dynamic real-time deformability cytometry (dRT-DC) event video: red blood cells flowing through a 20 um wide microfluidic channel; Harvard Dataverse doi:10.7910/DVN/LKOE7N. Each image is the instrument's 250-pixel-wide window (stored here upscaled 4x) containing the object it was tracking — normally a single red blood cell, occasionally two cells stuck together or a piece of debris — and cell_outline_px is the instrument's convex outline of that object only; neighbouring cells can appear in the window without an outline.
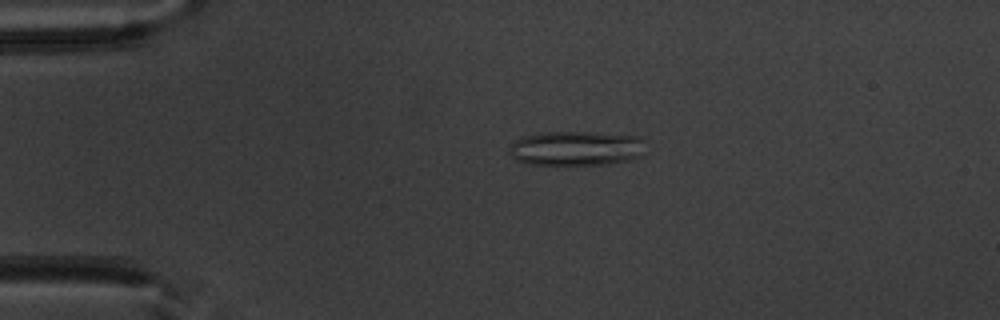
{"species": "common noctule bat (a hibernating species)", "species_latin": "Nyctalus noctula", "temperature_condition": "warm", "stored_images_in_passage": 43, "camera_frame_rate_fps": 3000, "um_per_image_px": 0.085, "animal": {"sex": "male", "body_mass_g": 20.1, "forearm_length_mm": 53.5}, "frame": {"image": 1, "passage_image": 3, "time_ms": 0.667, "image_size_px": [1000, 320], "cell_outline_px": [[644, 140], [640, 156], [628, 160], [608, 164], [564, 168], [528, 164], [516, 160], [512, 156], [508, 148], [520, 136], [544, 132], [588, 132], [636, 136]], "centroid_in_image_um": [48.89, 12.66], "position_along_channel_um": 36.1, "area_um2": 28.38}}
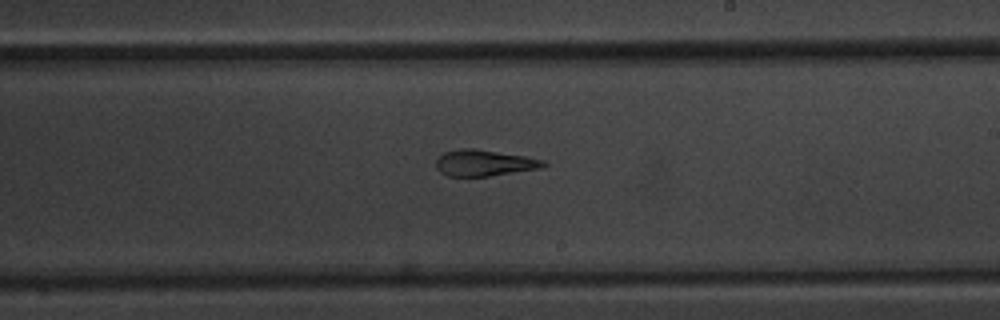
{"frame": {"image": 2, "passage_image": 22, "time_ms": 7.0, "image_size_px": [1000, 320], "cell_outline_px": [[548, 164], [540, 168], [488, 176], [448, 176], [440, 172], [436, 168], [436, 160], [444, 152], [460, 148], [476, 148], [524, 156], [544, 160]], "centroid_in_image_um": [41.13, 13.84], "position_along_channel_um": 247.9, "area_um2": 16.36}}
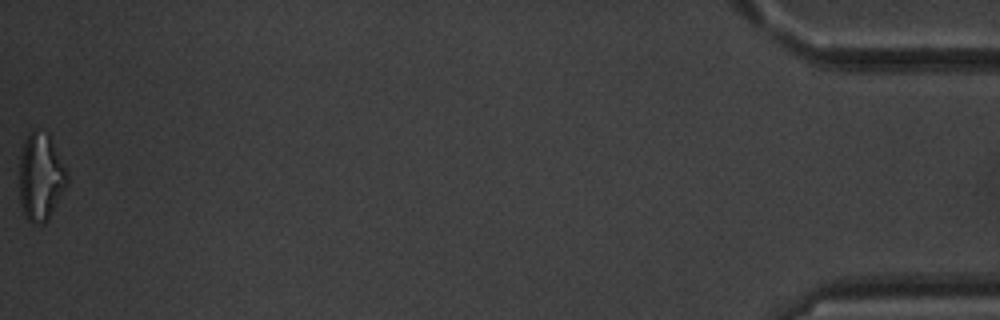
{"frame": {"image": 3, "passage_image": 43, "time_ms": 14.0, "image_size_px": [1000, 320], "cell_outline_px": [[68, 184], [48, 220], [44, 224], [32, 224], [24, 216], [20, 204], [20, 156], [24, 144], [32, 128], [36, 128], [48, 132], [68, 176]], "centroid_in_image_um": [3.46, 15.07], "position_along_channel_um": 431.7, "area_um2": 24.39}, "authors_computed_cell_mechanics": {"area_um2": 17.6868, "velocity_mm_per_s": 3.9665, "shape_relaxation_time_tau1_ms": null, "shape_relaxation_time_tau2_ms": 2.9988, "deformation_change_tau1": null, "deformation_change_tau2": 0.1239}}